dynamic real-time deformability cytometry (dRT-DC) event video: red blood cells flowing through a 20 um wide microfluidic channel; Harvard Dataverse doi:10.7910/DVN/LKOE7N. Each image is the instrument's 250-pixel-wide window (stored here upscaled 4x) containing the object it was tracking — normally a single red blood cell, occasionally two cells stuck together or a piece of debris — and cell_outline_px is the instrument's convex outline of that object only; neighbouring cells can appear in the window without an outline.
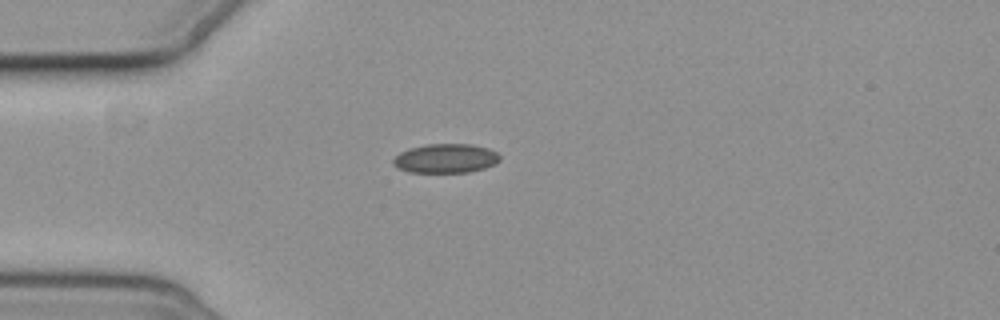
{"species": "common noctule bat (a hibernating species)", "species_latin": "Nyctalus noctula", "temperature_condition": "cold", "stored_images_in_passage": 1, "camera_frame_rate_fps": 3000, "um_per_image_px": 0.085, "animal": {"sex": "female", "body_mass_g": 19.3, "forearm_length_mm": 54.1}, "frame": {"image": 1, "passage_image": 1, "time_ms": 0.0, "image_size_px": [1000, 320], "cell_outline_px": [[500, 160], [496, 164], [484, 168], [468, 172], [408, 172], [396, 168], [392, 164], [392, 160], [400, 152], [408, 148], [428, 144], [472, 144], [488, 148], [496, 152], [500, 156]], "centroid_in_image_um": [37.86, 13.46], "position_along_channel_um": 47.1, "area_um2": 18.26}}